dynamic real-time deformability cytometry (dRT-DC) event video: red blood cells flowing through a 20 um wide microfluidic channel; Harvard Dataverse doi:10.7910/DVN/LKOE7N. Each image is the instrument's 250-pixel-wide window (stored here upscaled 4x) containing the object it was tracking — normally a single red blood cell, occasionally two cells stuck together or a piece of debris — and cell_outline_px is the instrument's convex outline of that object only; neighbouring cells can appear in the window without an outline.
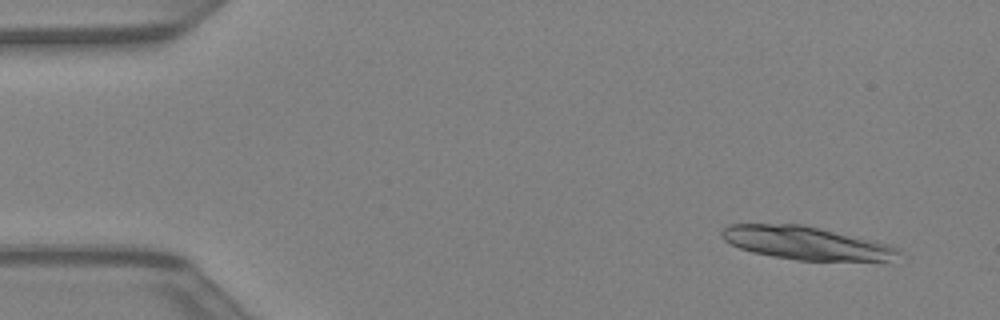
{"species": "Egyptian fruit bat (a non-hibernating species)", "species_latin": "Rousettus aegyptiacus", "temperature_condition": "warm", "stored_images_in_passage": 10, "camera_frame_rate_fps": 3000, "um_per_image_px": 0.085, "animal": {"sex": "female"}, "frame": {"image": 1, "passage_image": 2, "time_ms": 0.333, "image_size_px": [1000, 320], "cell_outline_px": [[900, 252], [888, 260], [796, 260], [752, 252], [740, 248], [724, 240], [720, 236], [720, 232], [728, 224], [800, 224], [888, 244], [896, 248]], "centroid_in_image_um": [68.4, 20.65], "position_along_channel_um": 16.6, "area_um2": 33.23}}